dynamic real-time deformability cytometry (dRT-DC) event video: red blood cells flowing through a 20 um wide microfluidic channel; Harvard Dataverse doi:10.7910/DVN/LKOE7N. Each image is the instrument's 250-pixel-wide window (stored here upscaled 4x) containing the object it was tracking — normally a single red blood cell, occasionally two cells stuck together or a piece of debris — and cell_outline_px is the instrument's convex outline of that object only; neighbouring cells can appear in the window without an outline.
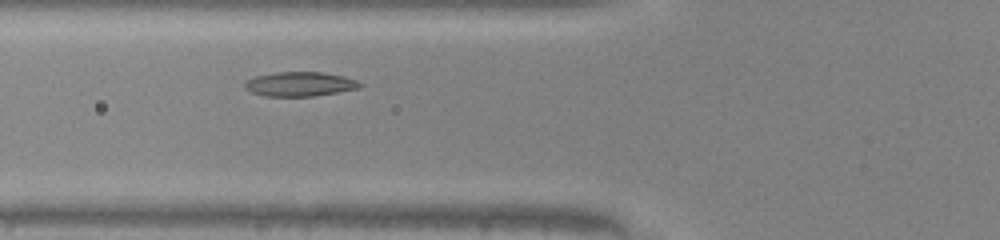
{"species": "common noctule bat (a hibernating species)", "species_latin": "Nyctalus noctula", "temperature_condition": "warm", "stored_images_in_passage": 30, "camera_frame_rate_fps": 3000, "um_per_image_px": 0.085, "animal": {"sex": "male", "body_mass_g": 20.0, "forearm_length_mm": 53.3}, "frame": {"image": 1, "passage_image": 7, "time_ms": 2.0, "image_size_px": [1000, 240], "cell_outline_px": [[364, 84], [360, 88], [312, 96], [268, 96], [252, 92], [244, 88], [244, 80], [256, 76], [276, 72], [320, 72], [344, 76], [356, 80]], "centroid_in_image_um": [25.48, 7.14], "position_along_channel_um": 100.3, "area_um2": 16.3}}
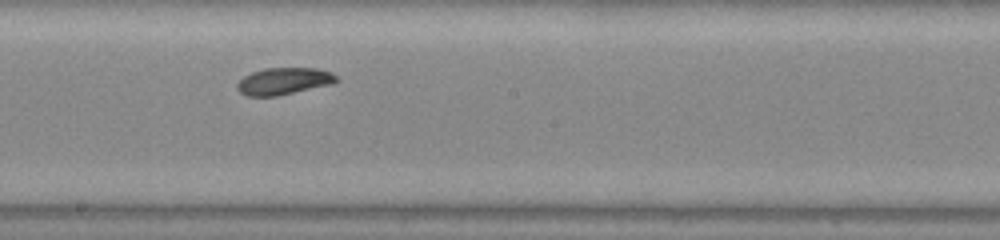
{"frame": {"image": 2, "passage_image": 16, "time_ms": 5.0, "image_size_px": [1000, 240], "cell_outline_px": [[340, 80], [336, 84], [276, 96], [244, 96], [236, 88], [236, 84], [244, 76], [252, 72], [264, 68], [316, 68], [332, 72]], "centroid_in_image_um": [24.16, 6.9], "position_along_channel_um": 224.0, "area_um2": 15.9}}
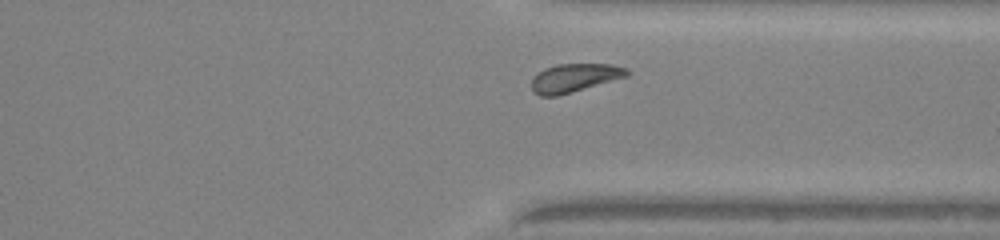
{"frame": {"image": 3, "passage_image": 26, "time_ms": 8.333, "image_size_px": [1000, 240], "cell_outline_px": [[628, 76], [572, 92], [556, 96], [540, 96], [532, 92], [532, 80], [536, 72], [544, 68], [556, 64], [612, 64], [628, 68]], "centroid_in_image_um": [48.8, 6.61], "position_along_channel_um": 362.6, "area_um2": 15.9}, "authors_computed_cell_mechanics": {"area_um2": 16.0106, "velocity_mm_per_s": 4.1338, "shape_relaxation_time_tau1_ms": 2.4403, "shape_relaxation_time_tau2_ms": null, "deformation_change_tau1": 0.0903, "deformation_change_tau2": null}}